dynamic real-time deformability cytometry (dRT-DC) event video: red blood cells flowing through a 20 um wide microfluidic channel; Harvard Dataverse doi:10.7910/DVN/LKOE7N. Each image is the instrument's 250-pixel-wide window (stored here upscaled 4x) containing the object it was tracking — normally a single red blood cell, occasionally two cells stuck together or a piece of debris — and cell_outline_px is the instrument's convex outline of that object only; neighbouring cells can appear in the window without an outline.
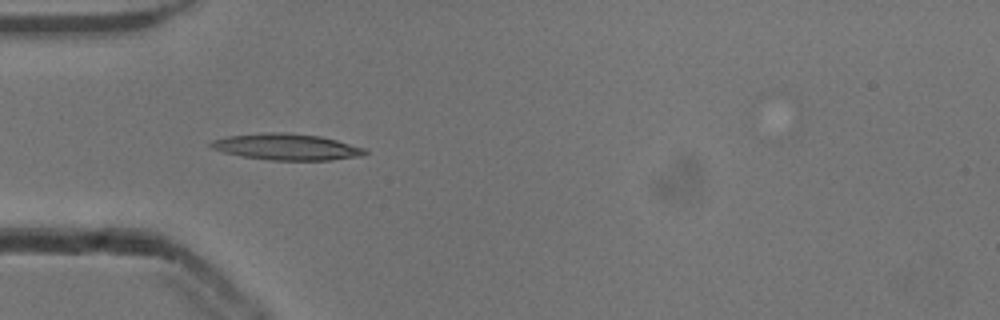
{"species": "common noctule bat (a hibernating species)", "species_latin": "Nyctalus noctula", "temperature_condition": "cold", "stored_images_in_passage": 39, "camera_frame_rate_fps": 3000, "um_per_image_px": 0.085, "animal": {"sex": "male", "body_mass_g": 13.3}, "frame": {"image": 1, "passage_image": 3, "time_ms": 0.667, "image_size_px": [1000, 320], "cell_outline_px": [[368, 152], [364, 156], [332, 160], [268, 160], [240, 156], [224, 152], [212, 148], [208, 144], [212, 140], [228, 136], [268, 132], [284, 132], [320, 136], [336, 140], [364, 148]], "centroid_in_image_um": [24.36, 12.49], "position_along_channel_um": 60.6, "area_um2": 23.64}}
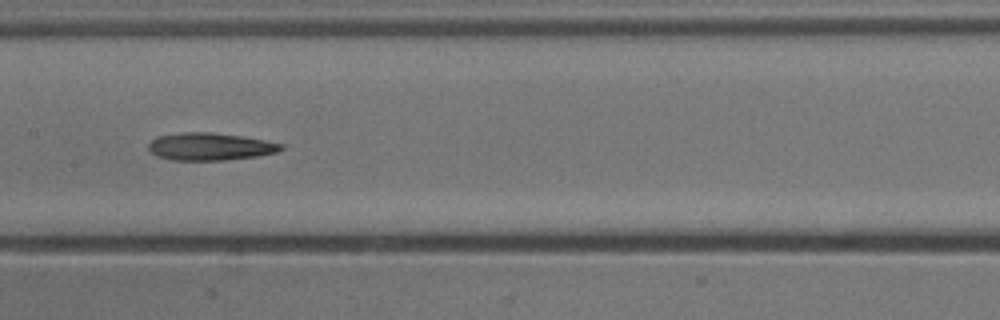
{"frame": {"image": 2, "passage_image": 13, "time_ms": 4.0, "image_size_px": [1000, 320], "cell_outline_px": [[284, 148], [276, 152], [256, 156], [224, 160], [172, 160], [156, 156], [148, 148], [148, 144], [152, 140], [160, 136], [184, 132], [208, 132], [240, 136], [264, 140], [284, 144]], "centroid_in_image_um": [17.85, 12.46], "position_along_channel_um": 189.5, "area_um2": 20.98}}
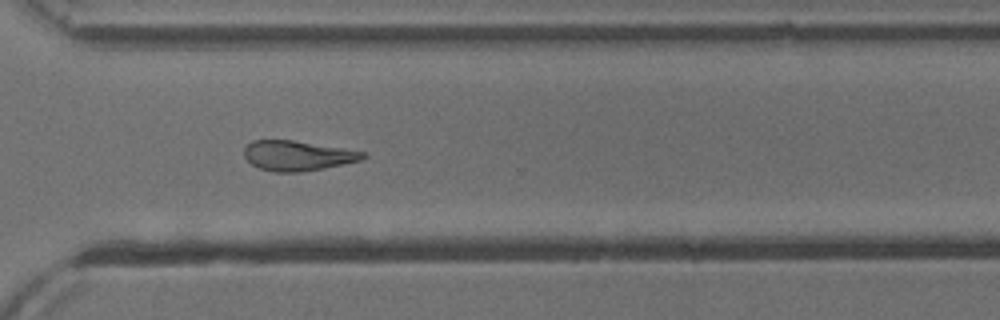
{"frame": {"image": 3, "passage_image": 25, "time_ms": 8.0, "image_size_px": [1000, 320], "cell_outline_px": [[368, 156], [360, 160], [324, 168], [300, 172], [276, 172], [260, 168], [252, 164], [244, 156], [244, 148], [252, 140], [292, 140], [364, 152]], "centroid_in_image_um": [25.26, 13.23], "position_along_channel_um": 345.3, "area_um2": 20.4}, "authors_computed_cell_mechanics": {"area_um2": 21.3282, "velocity_mm_per_s": 3.908, "shape_relaxation_time_tau1_ms": 9.7681, "shape_relaxation_time_tau2_ms": 8.216, "deformation_change_tau1": 0.2441, "deformation_change_tau2": 0.2258}}